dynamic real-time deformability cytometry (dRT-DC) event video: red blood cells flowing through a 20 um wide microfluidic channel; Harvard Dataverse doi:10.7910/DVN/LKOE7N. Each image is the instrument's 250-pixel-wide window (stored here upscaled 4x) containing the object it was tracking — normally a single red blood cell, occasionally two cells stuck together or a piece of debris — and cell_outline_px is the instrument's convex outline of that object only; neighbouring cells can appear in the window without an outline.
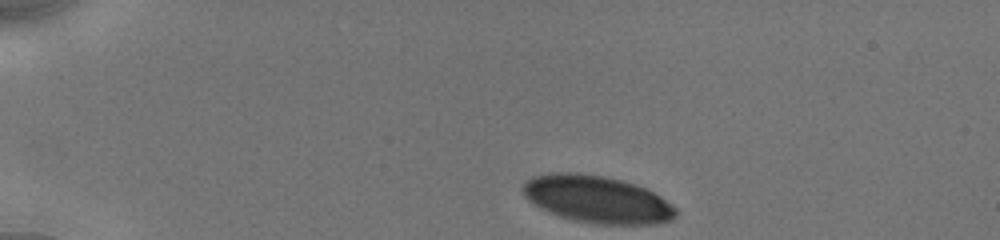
{"species": "human", "species_latin": "Homo sapiens", "temperature_condition": "cold", "stored_images_in_passage": 20, "camera_frame_rate_fps": 3000, "um_per_image_px": 0.085, "donor": {"sex": "male"}, "frame": {"image": 1, "passage_image": 1, "time_ms": 0.0, "image_size_px": [1000, 240], "cell_outline_px": [[676, 216], [672, 220], [656, 224], [592, 224], [560, 216], [548, 212], [540, 208], [528, 200], [524, 196], [524, 184], [532, 176], [552, 172], [576, 172], [604, 176], [636, 184], [660, 196], [672, 204], [676, 208]], "centroid_in_image_um": [50.76, 16.94], "position_along_channel_um": 34.2, "area_um2": 42.08}}
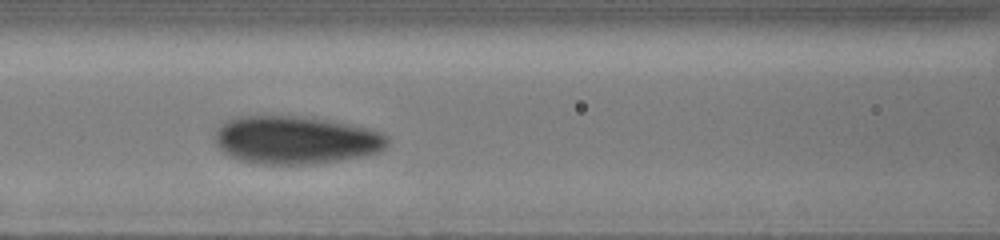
{"frame": {"image": 2, "passage_image": 14, "time_ms": 4.667, "image_size_px": [1000, 240], "cell_outline_px": [[388, 140], [384, 148], [380, 152], [320, 164], [256, 164], [240, 160], [224, 152], [216, 144], [216, 128], [224, 120], [236, 116], [296, 116], [324, 120], [348, 124], [368, 128], [380, 132], [388, 136]], "centroid_in_image_um": [25.1, 11.9], "position_along_channel_um": 141.5, "area_um2": 48.21}}
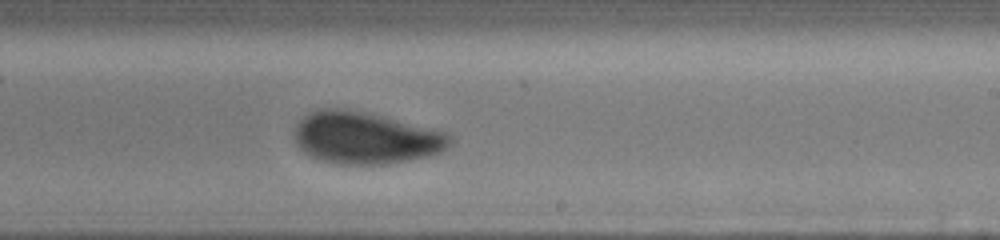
{"frame": {"image": 3, "passage_image": 20, "time_ms": 7.667, "image_size_px": [1000, 240], "cell_outline_px": [[452, 144], [440, 152], [428, 156], [388, 164], [336, 164], [320, 160], [308, 156], [296, 144], [296, 124], [308, 112], [316, 108], [340, 108], [384, 116], [448, 132], [452, 136]], "centroid_in_image_um": [31.07, 11.72], "position_along_channel_um": 257.9, "area_um2": 47.34}}